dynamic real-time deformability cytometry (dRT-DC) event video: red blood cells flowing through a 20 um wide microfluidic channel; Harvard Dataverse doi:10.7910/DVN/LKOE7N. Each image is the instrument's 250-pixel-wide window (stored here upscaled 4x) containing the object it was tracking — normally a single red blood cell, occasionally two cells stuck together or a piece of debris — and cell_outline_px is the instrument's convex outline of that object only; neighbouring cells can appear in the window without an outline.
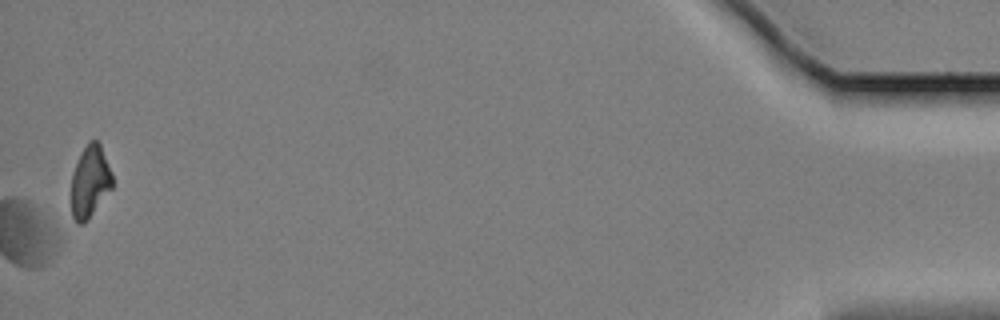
{"species": "Egyptian fruit bat (a non-hibernating species)", "species_latin": "Rousettus aegyptiacus", "temperature_condition": "cold", "stored_images_in_passage": 59, "camera_frame_rate_fps": 3000, "um_per_image_px": 0.085, "animal": {"sex": "female"}, "frame": {"image": 1, "passage_image": 59, "time_ms": 19.333, "image_size_px": [1000, 320], "cell_outline_px": [[112, 188], [88, 220], [84, 224], [76, 224], [72, 220], [72, 172], [88, 140], [96, 140], [100, 144], [112, 172]], "centroid_in_image_um": [7.65, 15.47], "position_along_channel_um": 427.6, "area_um2": 17.22}}